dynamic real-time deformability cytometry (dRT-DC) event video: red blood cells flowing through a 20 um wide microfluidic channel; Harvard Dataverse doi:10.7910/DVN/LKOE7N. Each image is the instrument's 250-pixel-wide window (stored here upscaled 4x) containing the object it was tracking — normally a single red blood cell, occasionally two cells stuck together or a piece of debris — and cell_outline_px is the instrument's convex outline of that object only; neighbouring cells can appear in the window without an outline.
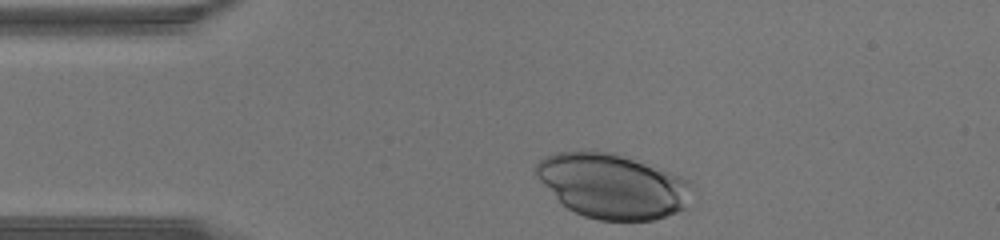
{"species": "human", "species_latin": "Homo sapiens", "temperature_condition": "warm", "stored_images_in_passage": 28, "camera_frame_rate_fps": 3000, "um_per_image_px": 0.085, "donor": {"sex": "male"}, "frame": {"image": 1, "passage_image": 1, "time_ms": 0.0, "image_size_px": [1000, 240], "cell_outline_px": [[692, 184], [684, 208], [676, 212], [652, 220], [600, 220], [584, 216], [568, 208], [536, 176], [536, 164], [544, 156], [556, 152], [612, 152], [624, 156], [680, 176], [688, 180]], "centroid_in_image_um": [52.05, 15.81], "position_along_channel_um": 33.0, "area_um2": 57.51}}
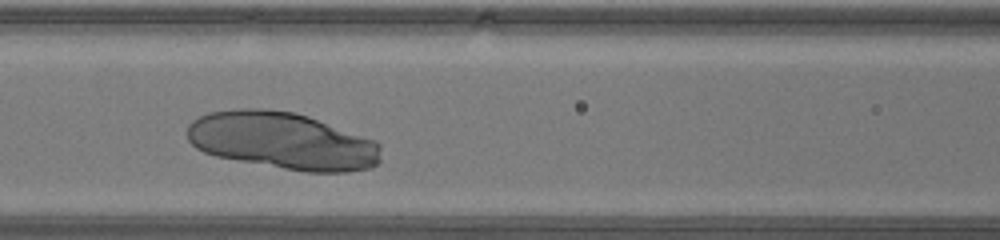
{"frame": {"image": 2, "passage_image": 11, "time_ms": 3.333, "image_size_px": [1000, 240], "cell_outline_px": [[380, 160], [372, 168], [344, 172], [304, 172], [216, 156], [204, 152], [196, 148], [188, 140], [188, 124], [192, 120], [208, 112], [240, 108], [264, 108], [296, 112], [308, 116], [376, 140], [380, 144]], "centroid_in_image_um": [24.01, 11.96], "position_along_channel_um": 142.6, "area_um2": 64.79}}
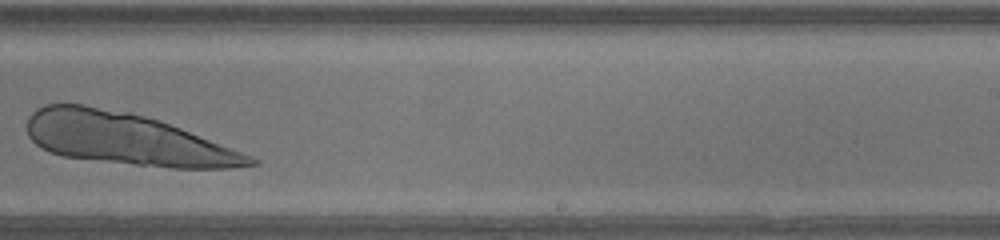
{"frame": {"image": 3, "passage_image": 20, "time_ms": 6.333, "image_size_px": [1000, 240], "cell_outline_px": [[260, 164], [228, 168], [172, 168], [64, 156], [40, 148], [28, 136], [28, 116], [36, 108], [44, 104], [84, 104], [132, 112], [160, 120], [252, 156], [260, 160]], "centroid_in_image_um": [10.75, 11.79], "position_along_channel_um": 278.3, "area_um2": 66.99}}